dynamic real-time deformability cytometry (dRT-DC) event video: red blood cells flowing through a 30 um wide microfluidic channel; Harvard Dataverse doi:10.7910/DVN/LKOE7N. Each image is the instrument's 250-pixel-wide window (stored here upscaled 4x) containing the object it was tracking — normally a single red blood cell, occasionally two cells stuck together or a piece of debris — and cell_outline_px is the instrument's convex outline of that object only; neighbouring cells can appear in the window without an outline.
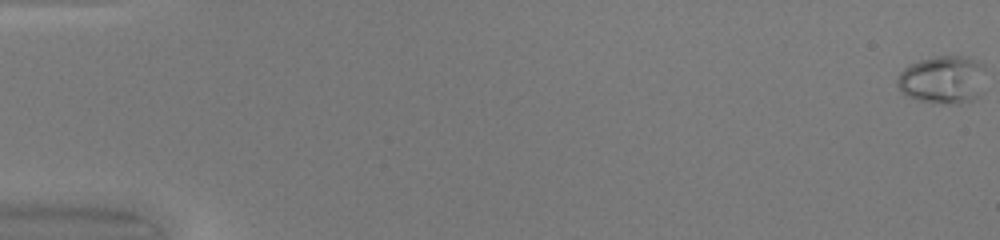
{"species": "common noctule bat (a hibernating species)", "species_latin": "Nyctalus noctula", "temperature_condition": "warm", "stored_images_in_passage": 31, "camera_frame_rate_fps": 3000, "um_per_image_px": 0.085, "animal": {"sex": "female", "body_mass_g": 20.0, "forearm_length_mm": 54.0}, "frame": {"image": 1, "passage_image": 1, "time_ms": 0.0, "image_size_px": [1000, 240], "cell_outline_px": [[984, 68], [980, 92], [972, 100], [960, 104], [948, 104], [920, 100], [908, 96], [900, 92], [896, 84], [896, 80], [900, 72], [904, 68], [920, 60], [936, 56], [964, 56], [980, 60], [984, 64]], "centroid_in_image_um": [80.11, 6.76], "position_along_channel_um": 4.9, "area_um2": 24.68}}
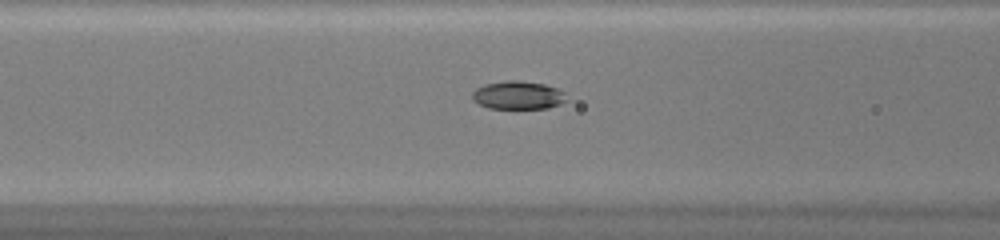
{"frame": {"image": 2, "passage_image": 22, "time_ms": 7.0, "image_size_px": [1000, 240], "cell_outline_px": [[568, 100], [560, 104], [548, 108], [488, 108], [472, 100], [472, 92], [476, 88], [484, 84], [508, 80], [520, 80], [544, 84], [556, 88], [564, 92]], "centroid_in_image_um": [44.03, 8.09], "position_along_channel_um": 122.6, "area_um2": 15.55}}
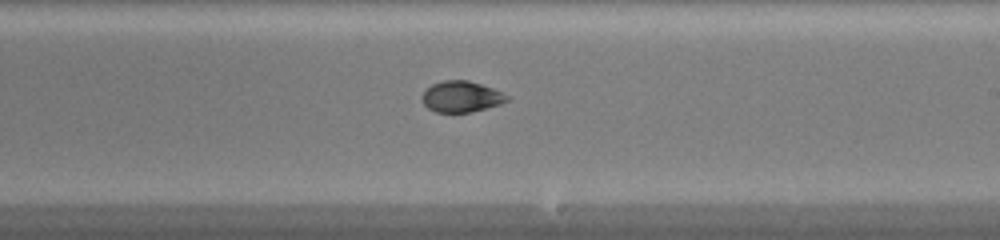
{"frame": {"image": 3, "passage_image": 31, "time_ms": 10.0, "image_size_px": [1000, 240], "cell_outline_px": [[508, 100], [500, 104], [468, 112], [436, 112], [428, 108], [424, 104], [420, 96], [432, 84], [444, 80], [468, 80], [492, 88], [508, 96]], "centroid_in_image_um": [39.17, 8.21], "position_along_channel_um": 249.8, "area_um2": 15.09}}